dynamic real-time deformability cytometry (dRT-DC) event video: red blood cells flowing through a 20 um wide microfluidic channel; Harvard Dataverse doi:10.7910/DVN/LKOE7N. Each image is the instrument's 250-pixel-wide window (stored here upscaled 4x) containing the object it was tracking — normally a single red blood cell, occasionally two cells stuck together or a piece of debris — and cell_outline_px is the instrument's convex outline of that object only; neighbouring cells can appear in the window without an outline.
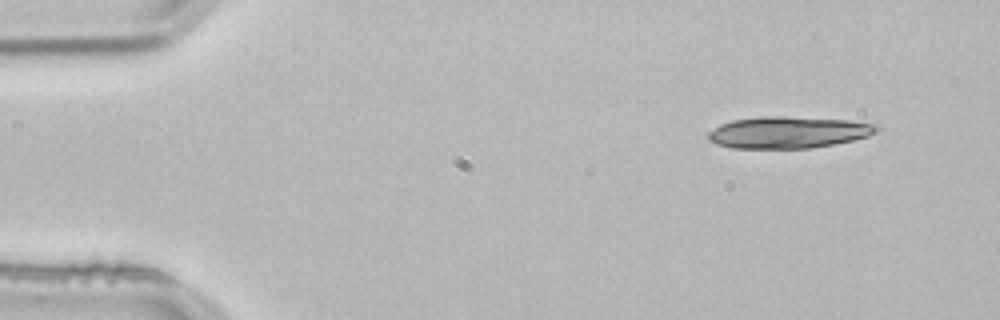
{"species": "common noctule bat (a hibernating species)", "species_latin": "Nyctalus noctula", "temperature_condition": "room temperature", "stored_images_in_passage": 3, "camera_frame_rate_fps": 3000, "um_per_image_px": 0.085, "animal": {"sex": "male", "body_mass_g": 21.5, "forearm_length_mm": 52.0}, "frame": {"image": 1, "passage_image": 1, "time_ms": 0.0, "image_size_px": [1000, 320], "cell_outline_px": [[880, 128], [876, 132], [868, 136], [836, 144], [812, 148], [732, 148], [716, 144], [708, 140], [708, 132], [720, 124], [732, 120], [760, 116], [784, 116], [848, 120], [876, 124]], "centroid_in_image_um": [66.99, 11.25], "position_along_channel_um": 18.0, "area_um2": 31.27}}